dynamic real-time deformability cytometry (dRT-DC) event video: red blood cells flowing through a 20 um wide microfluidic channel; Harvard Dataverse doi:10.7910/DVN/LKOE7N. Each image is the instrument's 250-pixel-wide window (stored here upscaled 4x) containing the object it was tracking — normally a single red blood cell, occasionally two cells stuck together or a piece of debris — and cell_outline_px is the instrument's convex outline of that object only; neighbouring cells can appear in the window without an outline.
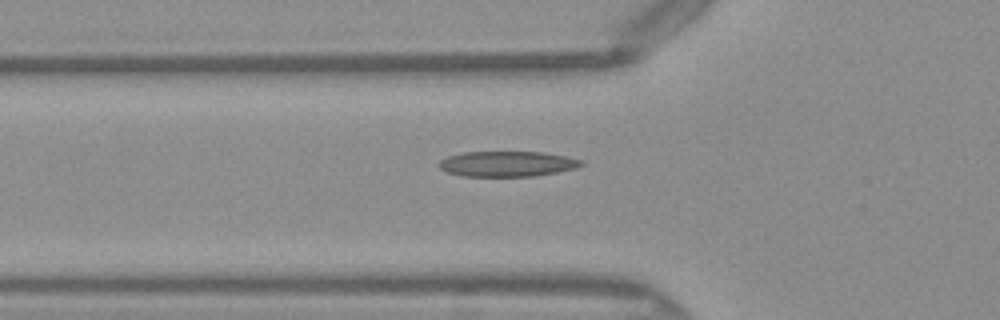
{"species": "Egyptian fruit bat (a non-hibernating species)", "species_latin": "Rousettus aegyptiacus", "temperature_condition": "warm", "stored_images_in_passage": 36, "camera_frame_rate_fps": 3000, "um_per_image_px": 0.085, "frame": {"image": 1, "passage_image": 4, "time_ms": 1.0, "image_size_px": [1000, 320], "cell_outline_px": [[584, 164], [576, 168], [536, 176], [460, 176], [448, 172], [440, 168], [436, 164], [440, 160], [448, 156], [464, 152], [544, 152], [584, 160]], "centroid_in_image_um": [43.11, 13.93], "position_along_channel_um": 82.7, "area_um2": 21.1}}
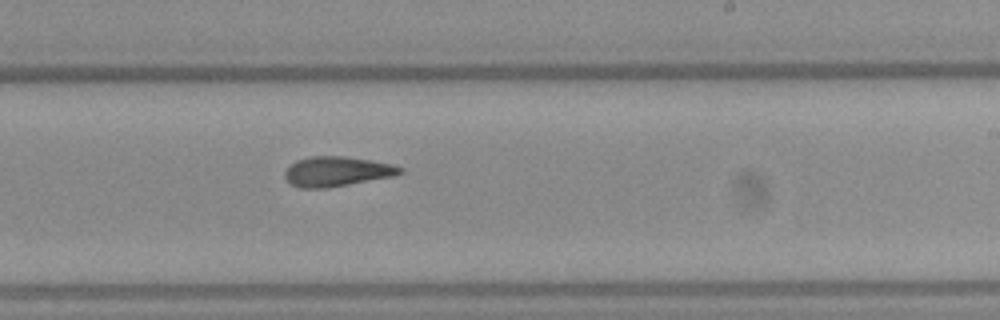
{"frame": {"image": 2, "passage_image": 17, "time_ms": 5.333, "image_size_px": [1000, 320], "cell_outline_px": [[404, 172], [396, 176], [328, 188], [300, 188], [292, 184], [284, 176], [284, 172], [296, 160], [312, 156], [344, 156], [392, 164], [404, 168]], "centroid_in_image_um": [28.67, 14.58], "position_along_channel_um": 260.3, "area_um2": 20.06}}
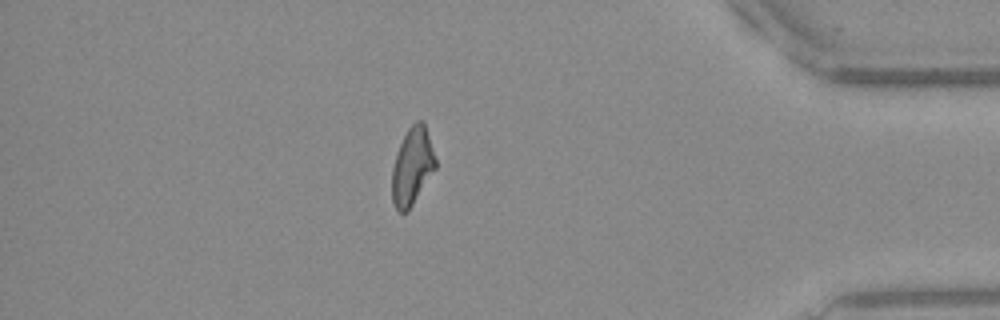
{"frame": {"image": 3, "passage_image": 30, "time_ms": 9.667, "image_size_px": [1000, 320], "cell_outline_px": [[436, 168], [408, 212], [396, 212], [392, 200], [392, 168], [400, 144], [408, 128], [416, 120], [424, 120], [436, 160]], "centroid_in_image_um": [35.04, 14.16], "position_along_channel_um": 400.2, "area_um2": 19.65}}